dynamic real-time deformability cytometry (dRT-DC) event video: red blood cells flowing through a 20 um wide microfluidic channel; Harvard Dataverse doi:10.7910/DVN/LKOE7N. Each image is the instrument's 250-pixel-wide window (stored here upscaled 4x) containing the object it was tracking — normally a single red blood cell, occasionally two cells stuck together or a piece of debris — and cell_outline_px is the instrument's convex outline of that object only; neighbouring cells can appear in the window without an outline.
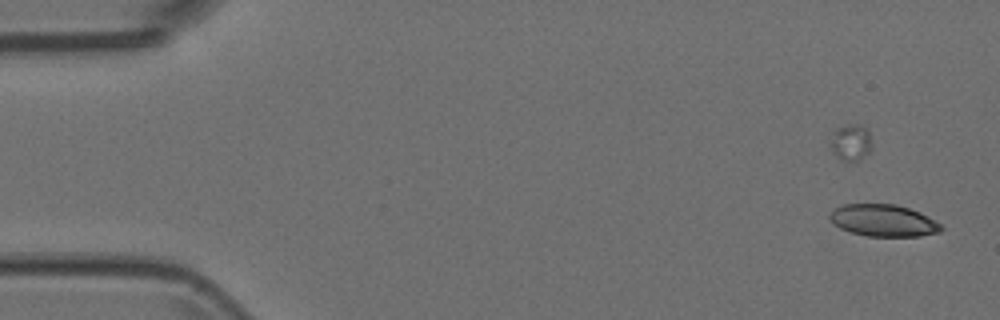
{"species": "Egyptian fruit bat (a non-hibernating species)", "species_latin": "Rousettus aegyptiacus", "temperature_condition": "room temperature", "stored_images_in_passage": 7, "camera_frame_rate_fps": 3000, "um_per_image_px": 0.085, "animal": {"sex": "female"}, "frame": {"image": 1, "passage_image": 2, "time_ms": 0.333, "image_size_px": [1000, 320], "cell_outline_px": [[944, 228], [940, 232], [920, 236], [868, 236], [852, 232], [840, 228], [828, 216], [832, 208], [840, 204], [896, 204], [920, 212], [940, 224]], "centroid_in_image_um": [75.07, 18.73], "position_along_channel_um": 9.9, "area_um2": 20.69}}
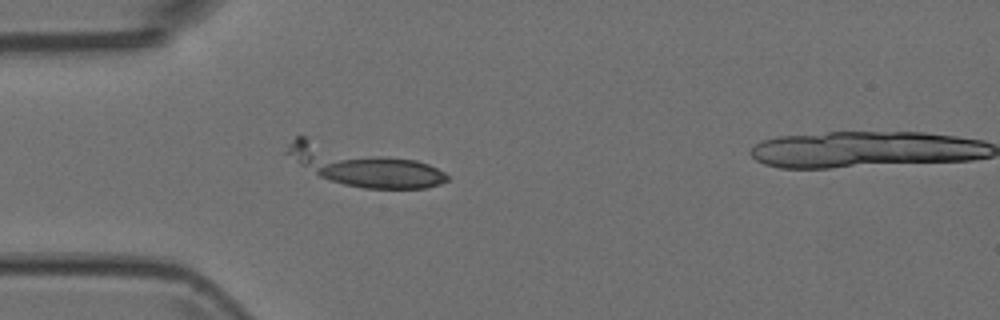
{"frame": {"image": 2, "passage_image": 6, "time_ms": 1.667, "image_size_px": [1000, 320], "cell_outline_px": [[448, 180], [440, 184], [428, 188], [364, 188], [344, 184], [320, 176], [300, 164], [284, 152], [288, 144], [296, 136], [304, 136], [416, 160], [428, 164], [444, 172], [448, 176]], "centroid_in_image_um": [30.8, 14.08], "position_along_channel_um": 54.2, "area_um2": 36.01}}